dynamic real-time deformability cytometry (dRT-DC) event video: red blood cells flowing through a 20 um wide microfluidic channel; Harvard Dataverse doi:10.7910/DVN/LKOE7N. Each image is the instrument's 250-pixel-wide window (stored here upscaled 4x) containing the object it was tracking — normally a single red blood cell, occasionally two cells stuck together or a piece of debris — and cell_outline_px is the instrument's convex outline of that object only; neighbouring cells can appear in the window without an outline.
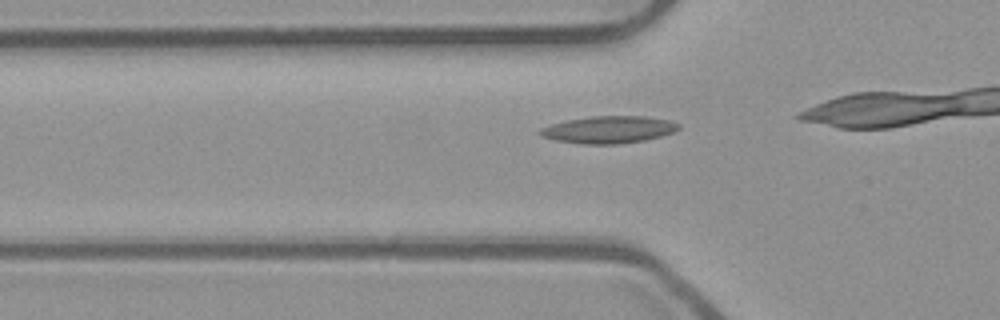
{"species": "common noctule bat (a hibernating species)", "species_latin": "Nyctalus noctula", "temperature_condition": "room temperature", "stored_images_in_passage": 23, "camera_frame_rate_fps": 3000, "um_per_image_px": 0.085, "animal": {"sex": "male", "body_mass_g": 23.1, "forearm_length_mm": 52.7}, "frame": {"image": 1, "passage_image": 5, "time_ms": 1.333, "image_size_px": [1000, 320], "cell_outline_px": [[680, 128], [672, 132], [660, 136], [644, 140], [616, 144], [584, 144], [556, 140], [540, 136], [536, 132], [540, 128], [552, 124], [568, 120], [592, 116], [648, 116], [668, 120], [680, 124]], "centroid_in_image_um": [51.72, 11.01], "position_along_channel_um": 74.1, "area_um2": 21.85}}
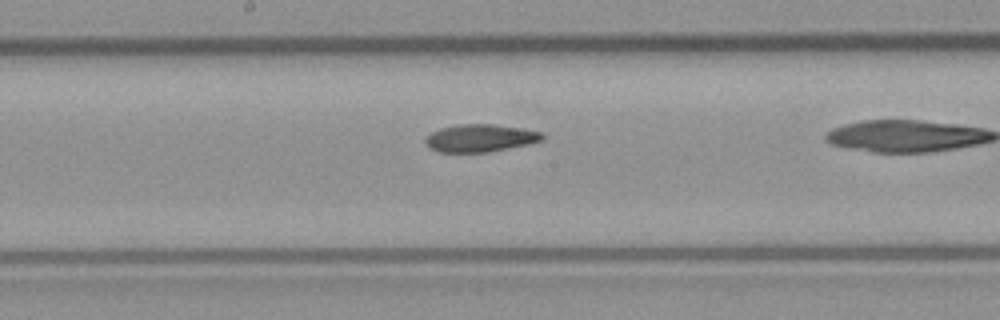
{"frame": {"image": 2, "passage_image": 15, "time_ms": 4.667, "image_size_px": [1000, 320], "cell_outline_px": [[544, 136], [540, 140], [528, 144], [488, 152], [440, 152], [428, 148], [424, 140], [432, 132], [440, 128], [456, 124], [492, 124], [520, 128], [540, 132]], "centroid_in_image_um": [40.76, 11.74], "position_along_channel_um": 207.4, "area_um2": 18.61}}
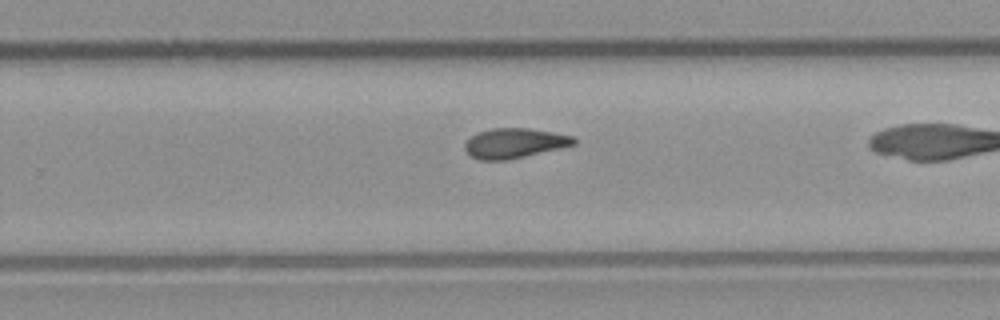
{"frame": {"image": 3, "passage_image": 21, "time_ms": 6.667, "image_size_px": [1000, 320], "cell_outline_px": [[576, 144], [560, 148], [524, 156], [504, 160], [480, 160], [472, 156], [464, 148], [464, 144], [476, 132], [492, 128], [528, 128], [552, 132], [572, 136], [576, 140]], "centroid_in_image_um": [43.71, 12.16], "position_along_channel_um": 286.1, "area_um2": 18.73}}